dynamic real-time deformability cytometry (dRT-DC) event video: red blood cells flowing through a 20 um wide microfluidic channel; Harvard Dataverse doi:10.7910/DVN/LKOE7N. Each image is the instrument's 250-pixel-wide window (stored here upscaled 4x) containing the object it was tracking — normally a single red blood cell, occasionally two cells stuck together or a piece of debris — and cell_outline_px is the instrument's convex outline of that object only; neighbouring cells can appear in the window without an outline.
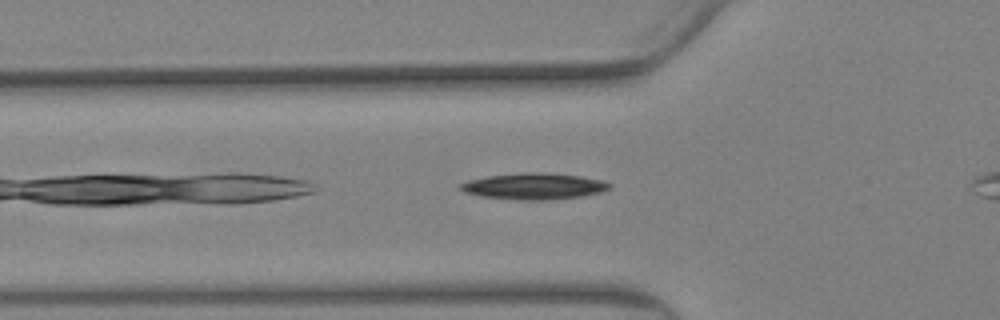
{"species": "Egyptian fruit bat (a non-hibernating species)", "species_latin": "Rousettus aegyptiacus", "temperature_condition": "warm", "stored_images_in_passage": 52, "camera_frame_rate_fps": 3000, "um_per_image_px": 0.085, "animal": {"sex": "female"}, "frame": {"image": 1, "passage_image": 8, "time_ms": 2.333, "image_size_px": [1000, 320], "cell_outline_px": [[612, 188], [600, 192], [580, 196], [548, 200], [516, 200], [480, 196], [464, 192], [460, 188], [460, 184], [468, 180], [488, 176], [528, 172], [544, 172], [580, 176], [600, 180], [612, 184]], "centroid_in_image_um": [45.38, 15.83], "position_along_channel_um": 80.4, "area_um2": 22.77}}
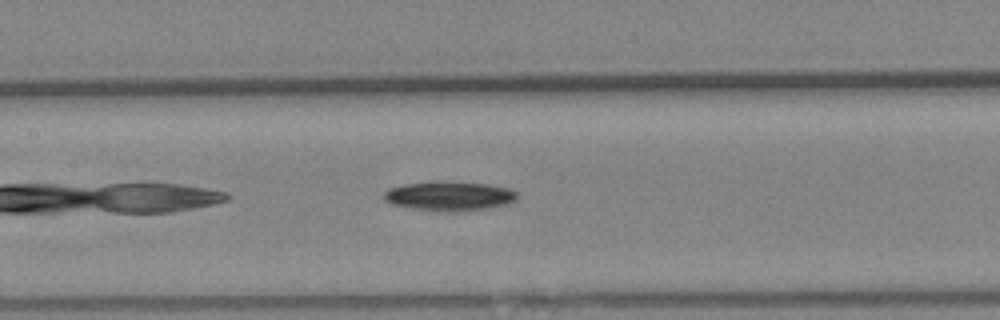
{"frame": {"image": 2, "passage_image": 19, "time_ms": 6.0, "image_size_px": [1000, 320], "cell_outline_px": [[516, 200], [492, 208], [456, 212], [440, 212], [412, 208], [392, 204], [384, 200], [384, 192], [388, 188], [408, 184], [488, 184], [508, 188], [516, 192]], "centroid_in_image_um": [38.2, 16.73], "position_along_channel_um": 169.2, "area_um2": 21.85}}
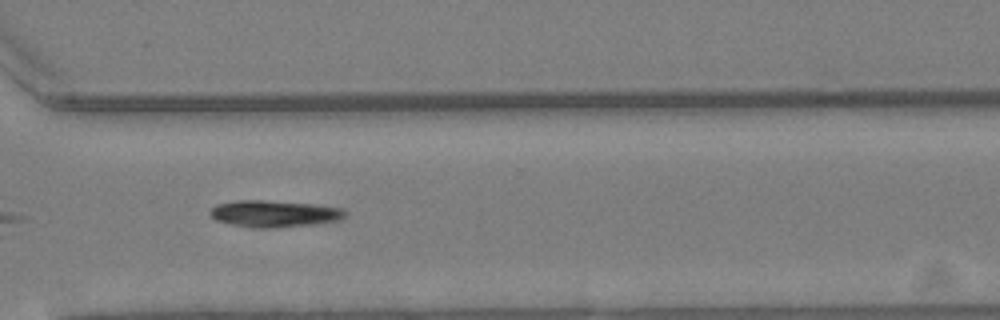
{"frame": {"image": 3, "passage_image": 41, "time_ms": 13.333, "image_size_px": [1000, 320], "cell_outline_px": [[348, 212], [340, 220], [316, 224], [272, 228], [252, 228], [232, 224], [216, 220], [208, 212], [216, 204], [236, 200], [264, 200], [312, 204], [344, 208]], "centroid_in_image_um": [23.32, 18.16], "position_along_channel_um": 347.3, "area_um2": 21.15}}